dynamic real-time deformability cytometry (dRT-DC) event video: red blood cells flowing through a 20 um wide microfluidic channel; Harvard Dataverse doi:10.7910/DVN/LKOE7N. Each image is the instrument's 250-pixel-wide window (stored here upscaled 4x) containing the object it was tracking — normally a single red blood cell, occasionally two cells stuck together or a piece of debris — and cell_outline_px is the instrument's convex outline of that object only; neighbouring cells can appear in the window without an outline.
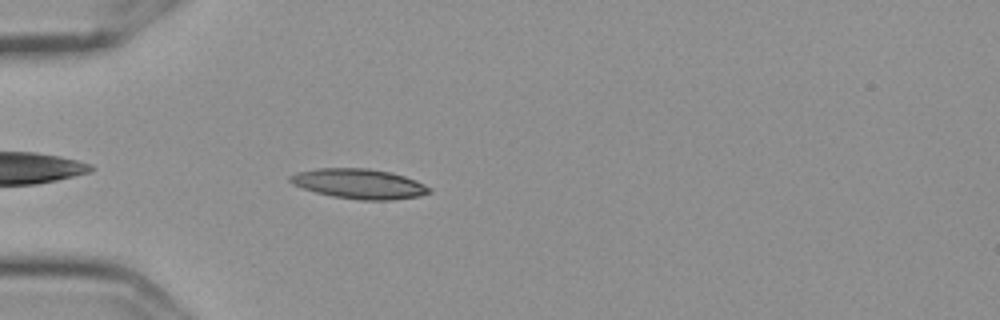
{"species": "Egyptian fruit bat (a non-hibernating species)", "species_latin": "Rousettus aegyptiacus", "temperature_condition": "cold", "stored_images_in_passage": 44, "camera_frame_rate_fps": 3000, "um_per_image_px": 0.085, "frame": {"image": 1, "passage_image": 4, "time_ms": 1.0, "image_size_px": [1000, 320], "cell_outline_px": [[432, 192], [420, 196], [392, 200], [360, 200], [332, 196], [316, 192], [292, 184], [288, 180], [288, 176], [296, 172], [316, 168], [368, 168], [392, 172], [416, 180], [432, 188]], "centroid_in_image_um": [30.54, 15.62], "position_along_channel_um": 54.5, "area_um2": 24.45}}
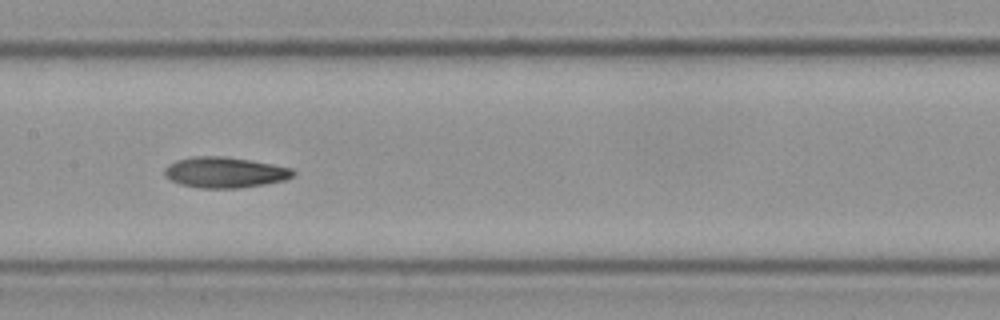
{"frame": {"image": 2, "passage_image": 16, "time_ms": 5.0, "image_size_px": [1000, 320], "cell_outline_px": [[296, 172], [292, 176], [284, 180], [264, 184], [236, 188], [200, 188], [180, 184], [164, 176], [164, 168], [176, 160], [192, 156], [224, 156], [272, 164], [292, 168]], "centroid_in_image_um": [19.08, 14.65], "position_along_channel_um": 188.3, "area_um2": 22.89}}
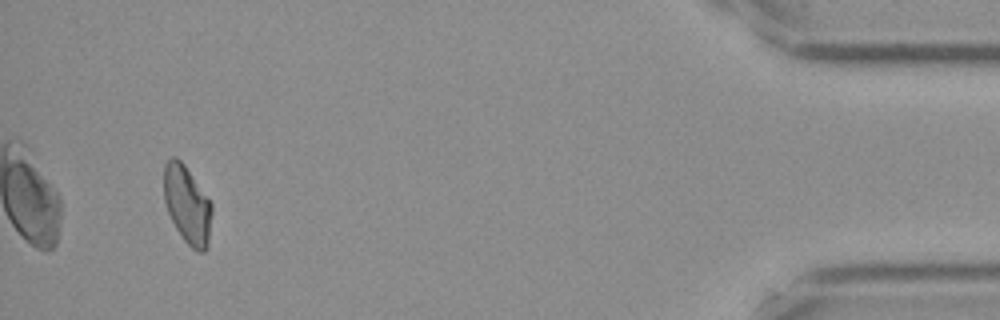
{"frame": {"image": 3, "passage_image": 41, "time_ms": 13.333, "image_size_px": [1000, 320], "cell_outline_px": [[212, 212], [208, 248], [204, 252], [200, 252], [192, 248], [184, 240], [176, 228], [168, 212], [164, 200], [164, 164], [172, 156], [176, 156], [184, 164], [212, 204]], "centroid_in_image_um": [15.92, 17.41], "position_along_channel_um": 419.3, "area_um2": 21.68}, "authors_computed_cell_mechanics": {"area_um2": 22.5131, "velocity_mm_per_s": 3.5885, "shape_relaxation_time_tau1_ms": 8.137, "shape_relaxation_time_tau2_ms": 4.0761, "deformation_change_tau1": 0.1797, "deformation_change_tau2": 0.0988}}